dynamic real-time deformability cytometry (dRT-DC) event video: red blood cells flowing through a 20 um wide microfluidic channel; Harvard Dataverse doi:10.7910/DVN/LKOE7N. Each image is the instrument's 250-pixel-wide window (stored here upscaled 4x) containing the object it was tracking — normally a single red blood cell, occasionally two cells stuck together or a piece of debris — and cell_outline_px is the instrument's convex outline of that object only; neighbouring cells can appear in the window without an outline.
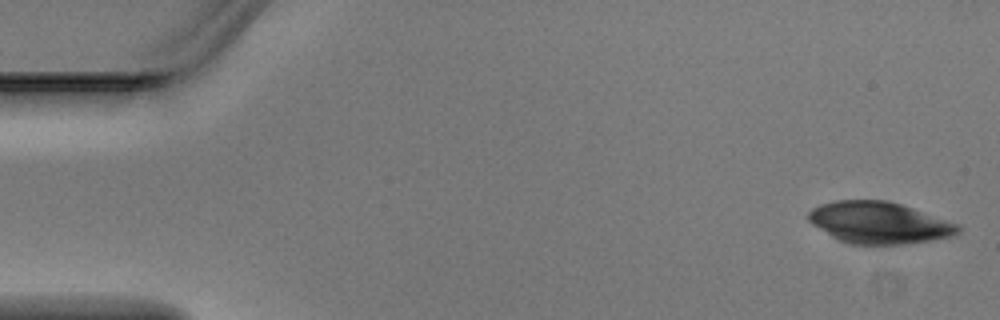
{"species": "Egyptian fruit bat (a non-hibernating species)", "species_latin": "Rousettus aegyptiacus", "temperature_condition": "warm", "stored_images_in_passage": 4, "segment_of_instrument_passage": [2, 2], "camera_frame_rate_fps": 3000, "um_per_image_px": 0.085, "animal": {"sex": "male"}, "frame": {"image": 1, "passage_image": 4, "time_ms": 1.0, "image_size_px": [1000, 320], "cell_outline_px": [[960, 232], [952, 236], [932, 240], [904, 244], [848, 244], [832, 236], [812, 224], [808, 220], [808, 212], [812, 208], [820, 204], [836, 200], [888, 200], [960, 224]], "centroid_in_image_um": [74.72, 18.93], "position_along_channel_um": 10.3, "area_um2": 36.24}}